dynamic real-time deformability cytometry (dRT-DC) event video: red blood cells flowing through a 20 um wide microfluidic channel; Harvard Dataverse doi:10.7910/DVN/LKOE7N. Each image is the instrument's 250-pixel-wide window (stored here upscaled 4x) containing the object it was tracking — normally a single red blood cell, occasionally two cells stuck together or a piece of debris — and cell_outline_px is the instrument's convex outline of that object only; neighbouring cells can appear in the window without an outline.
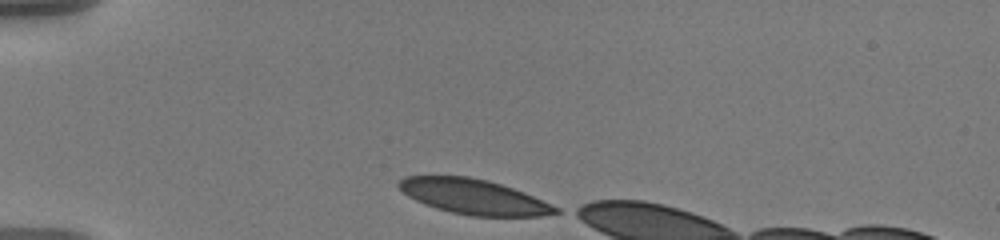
{"species": "human", "species_latin": "Homo sapiens", "temperature_condition": "warm", "stored_images_in_passage": 5, "camera_frame_rate_fps": 3000, "um_per_image_px": 0.085, "donor": {"sex": "male"}, "frame": {"image": 1, "passage_image": 1, "time_ms": 0.0, "image_size_px": [1000, 240], "cell_outline_px": [[560, 212], [540, 216], [472, 216], [452, 212], [436, 208], [424, 204], [408, 196], [396, 184], [404, 176], [468, 176], [488, 180], [524, 192], [560, 208]], "centroid_in_image_um": [40.26, 16.72], "position_along_channel_um": 44.7, "area_um2": 31.79}}